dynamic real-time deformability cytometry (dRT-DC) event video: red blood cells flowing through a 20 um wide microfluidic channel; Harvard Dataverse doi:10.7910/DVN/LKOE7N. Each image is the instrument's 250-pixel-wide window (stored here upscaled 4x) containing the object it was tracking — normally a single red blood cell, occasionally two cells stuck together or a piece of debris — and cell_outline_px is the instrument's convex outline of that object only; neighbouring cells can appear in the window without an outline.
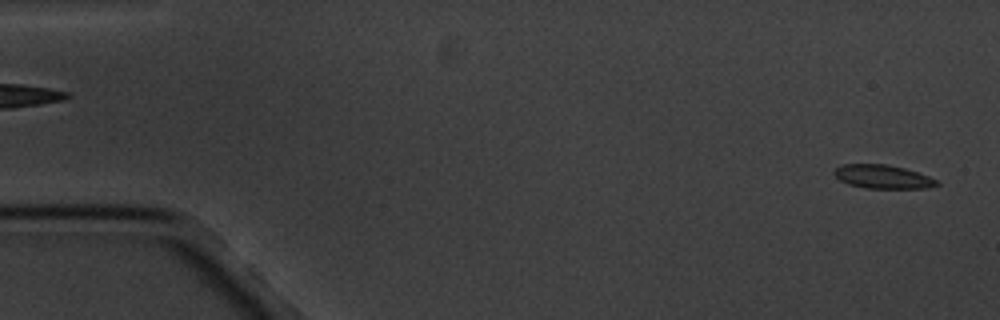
{"species": "common noctule bat (a hibernating species)", "species_latin": "Nyctalus noctula", "temperature_condition": "cold", "stored_images_in_passage": 6, "segment_of_instrument_passage": [2, 2], "camera_frame_rate_fps": 3000, "um_per_image_px": 0.085, "animal": {"sex": "male", "body_mass_g": 20.1, "forearm_length_mm": 53.5}, "frame": {"image": 1, "passage_image": 6, "time_ms": 5.667, "image_size_px": [1000, 320], "cell_outline_px": [[940, 184], [924, 188], [864, 188], [848, 184], [840, 180], [832, 172], [840, 164], [884, 164], [904, 168], [928, 176], [936, 180]], "centroid_in_image_um": [74.98, 15.02], "position_along_channel_um": 10.0, "area_um2": 13.99}}